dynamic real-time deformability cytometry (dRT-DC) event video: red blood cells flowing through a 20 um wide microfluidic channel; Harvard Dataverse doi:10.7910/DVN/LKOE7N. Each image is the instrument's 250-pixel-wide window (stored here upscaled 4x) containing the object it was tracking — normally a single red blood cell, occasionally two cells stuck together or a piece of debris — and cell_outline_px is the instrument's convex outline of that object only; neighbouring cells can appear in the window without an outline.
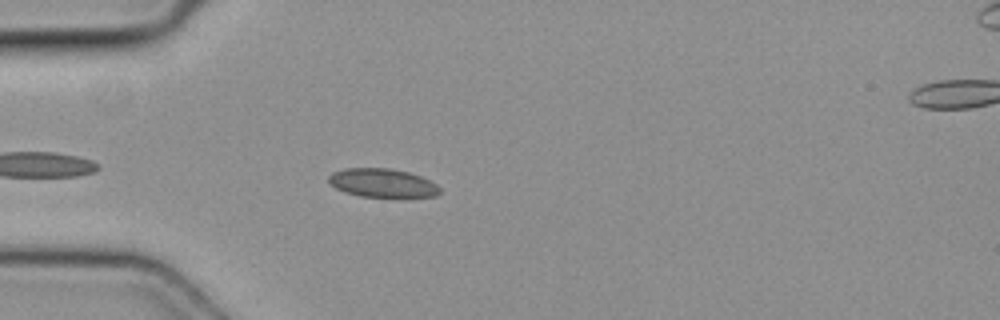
{"species": "common noctule bat (a hibernating species)", "species_latin": "Nyctalus noctula", "temperature_condition": "cold", "stored_images_in_passage": 5, "camera_frame_rate_fps": 3000, "um_per_image_px": 0.085, "animal": {"sex": "female", "body_mass_g": 19.3, "forearm_length_mm": 54.1}, "frame": {"image": 1, "passage_image": 5, "time_ms": 1.333, "image_size_px": [1000, 320], "cell_outline_px": [[440, 192], [436, 196], [360, 196], [344, 192], [336, 188], [328, 180], [328, 176], [332, 172], [344, 168], [388, 168], [408, 172], [420, 176], [436, 184], [440, 188]], "centroid_in_image_um": [32.47, 15.53], "position_along_channel_um": 52.5, "area_um2": 18.26}}